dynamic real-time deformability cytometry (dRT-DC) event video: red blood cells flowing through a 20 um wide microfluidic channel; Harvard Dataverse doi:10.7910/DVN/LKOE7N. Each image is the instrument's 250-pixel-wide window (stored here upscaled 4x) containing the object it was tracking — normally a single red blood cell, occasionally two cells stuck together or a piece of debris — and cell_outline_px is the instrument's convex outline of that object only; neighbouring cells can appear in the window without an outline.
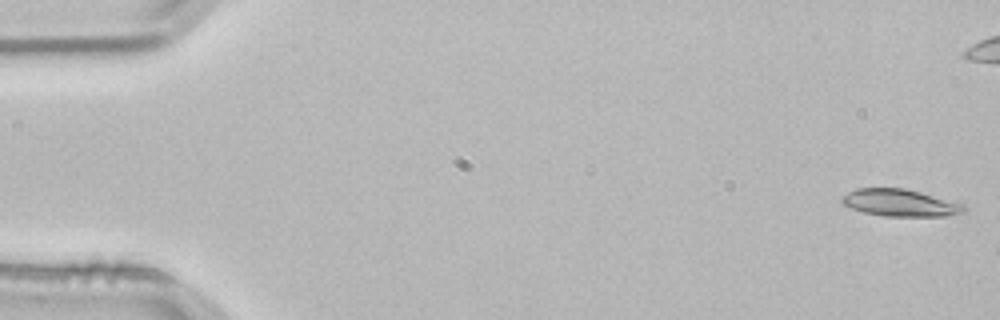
{"species": "common noctule bat (a hibernating species)", "species_latin": "Nyctalus noctula", "temperature_condition": "room temperature", "stored_images_in_passage": 3, "camera_frame_rate_fps": 3000, "um_per_image_px": 0.085, "animal": {"sex": "male", "body_mass_g": 21.5, "forearm_length_mm": 52.0}, "frame": {"image": 1, "passage_image": 1, "time_ms": 0.0, "image_size_px": [1000, 320], "cell_outline_px": [[964, 212], [948, 216], [884, 216], [864, 212], [840, 204], [840, 196], [856, 188], [904, 188], [920, 192], [964, 204]], "centroid_in_image_um": [76.45, 17.24], "position_along_channel_um": 8.5, "area_um2": 19.31}}